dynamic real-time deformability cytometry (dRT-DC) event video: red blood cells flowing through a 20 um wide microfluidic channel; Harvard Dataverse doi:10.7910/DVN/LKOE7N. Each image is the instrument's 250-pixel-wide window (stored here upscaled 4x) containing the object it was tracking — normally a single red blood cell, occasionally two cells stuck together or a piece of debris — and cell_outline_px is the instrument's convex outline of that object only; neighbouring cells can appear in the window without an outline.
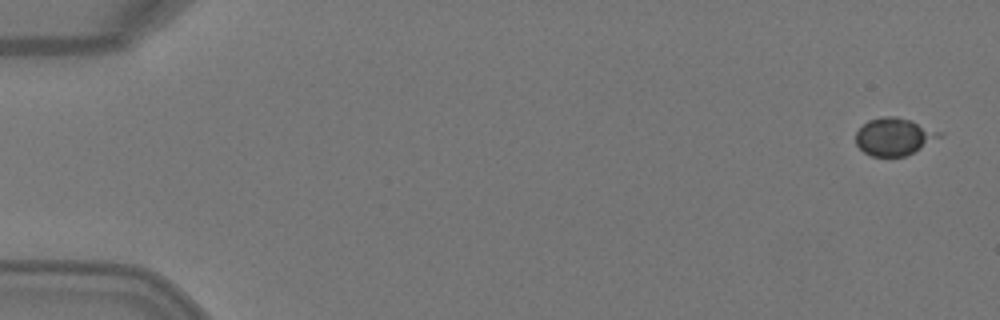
{"species": "Egyptian fruit bat (a non-hibernating species)", "species_latin": "Rousettus aegyptiacus", "temperature_condition": "warm", "stored_images_in_passage": 4, "camera_frame_rate_fps": 3000, "um_per_image_px": 0.085, "animal": {"sex": "female"}, "frame": {"image": 1, "passage_image": 1, "time_ms": 0.0, "image_size_px": [1000, 320], "cell_outline_px": [[944, 136], [904, 156], [872, 156], [864, 152], [856, 144], [856, 132], [868, 120], [880, 116], [896, 116], [912, 120], [944, 132]], "centroid_in_image_um": [76.03, 11.58], "position_along_channel_um": 9.0, "area_um2": 18.38}}